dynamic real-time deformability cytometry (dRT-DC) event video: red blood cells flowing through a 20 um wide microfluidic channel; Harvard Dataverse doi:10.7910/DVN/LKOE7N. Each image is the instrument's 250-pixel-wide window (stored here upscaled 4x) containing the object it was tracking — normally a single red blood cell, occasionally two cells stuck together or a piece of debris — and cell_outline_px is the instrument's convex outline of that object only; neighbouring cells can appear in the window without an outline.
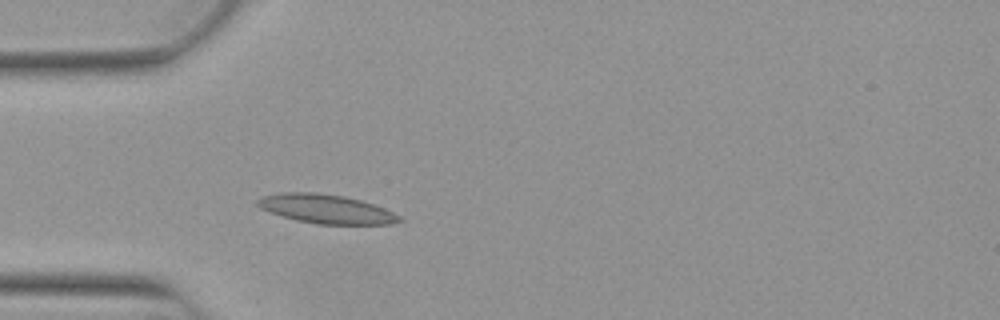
{"species": "Egyptian fruit bat (a non-hibernating species)", "species_latin": "Rousettus aegyptiacus", "temperature_condition": "warm", "stored_images_in_passage": 28, "camera_frame_rate_fps": 3000, "um_per_image_px": 0.085, "animal": {"sex": "female"}, "frame": {"image": 1, "passage_image": 1, "time_ms": 0.0, "image_size_px": [1000, 320], "cell_outline_px": [[404, 220], [388, 224], [316, 224], [296, 220], [260, 208], [256, 204], [256, 200], [264, 196], [280, 192], [316, 192], [344, 196], [360, 200], [384, 208], [400, 216]], "centroid_in_image_um": [27.71, 17.75], "position_along_channel_um": 57.3, "area_um2": 23.76}}
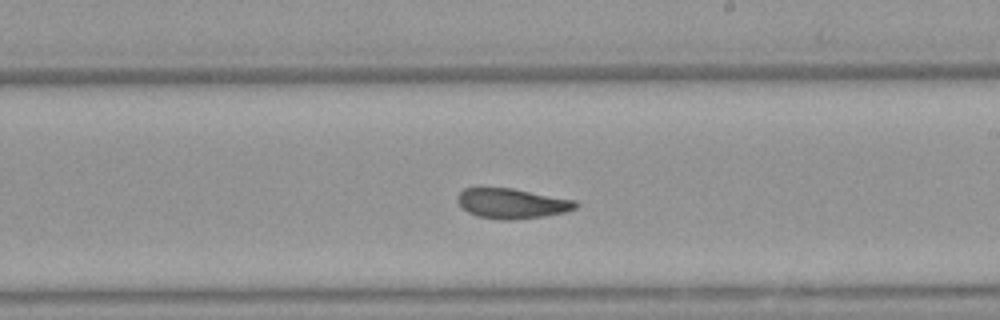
{"frame": {"image": 2, "passage_image": 16, "time_ms": 5.0, "image_size_px": [1000, 320], "cell_outline_px": [[576, 208], [564, 212], [544, 216], [512, 220], [500, 220], [476, 216], [468, 212], [456, 200], [456, 196], [464, 188], [480, 184], [512, 188], [576, 200]], "centroid_in_image_um": [43.42, 17.25], "position_along_channel_um": 245.6, "area_um2": 21.33}}
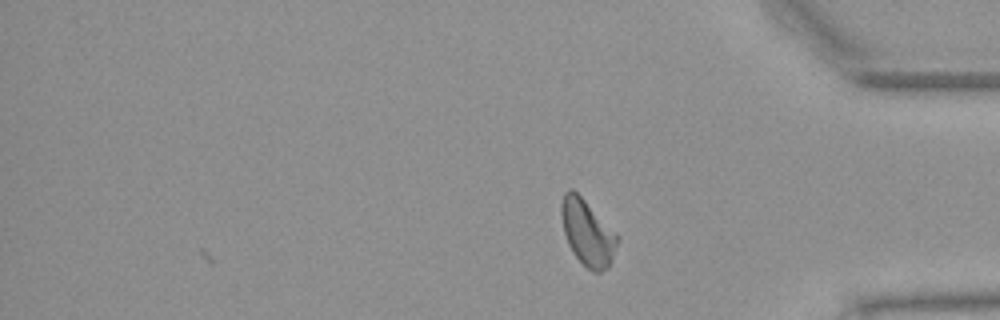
{"frame": {"image": 3, "passage_image": 28, "time_ms": 9.0, "image_size_px": [1000, 320], "cell_outline_px": [[620, 236], [612, 260], [608, 268], [600, 272], [592, 272], [576, 256], [568, 244], [564, 232], [560, 212], [560, 204], [564, 192], [568, 188], [572, 188]], "centroid_in_image_um": [49.93, 19.77], "position_along_channel_um": 385.3, "area_um2": 21.39}, "authors_computed_cell_mechanics": {"area_um2": 20.9814, "velocity_mm_per_s": 3.8716, "shape_relaxation_time_tau1_ms": 9.9541, "shape_relaxation_time_tau2_ms": 1.9352, "deformation_change_tau1": 0.2109, "deformation_change_tau2": 0.0855}}